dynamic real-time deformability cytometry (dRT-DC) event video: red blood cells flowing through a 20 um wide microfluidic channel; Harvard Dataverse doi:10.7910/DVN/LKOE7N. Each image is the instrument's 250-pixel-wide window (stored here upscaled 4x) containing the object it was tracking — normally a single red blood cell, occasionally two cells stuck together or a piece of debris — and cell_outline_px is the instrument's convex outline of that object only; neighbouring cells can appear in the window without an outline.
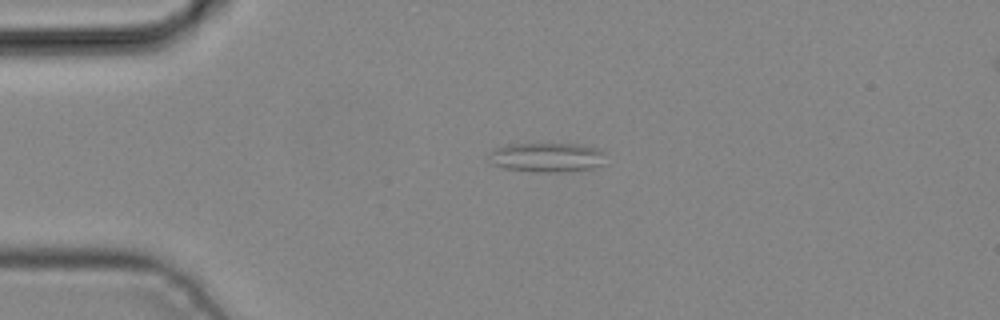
{"species": "common noctule bat (a hibernating species)", "species_latin": "Nyctalus noctula", "temperature_condition": "cold", "stored_images_in_passage": 5, "camera_frame_rate_fps": 3000, "um_per_image_px": 0.085, "animal": {"sex": "male", "body_mass_g": 19.2, "forearm_length_mm": 51.8}, "frame": {"image": 1, "passage_image": 3, "time_ms": 0.667, "image_size_px": [1000, 320], "cell_outline_px": [[608, 164], [592, 168], [556, 172], [536, 172], [504, 168], [492, 164], [488, 160], [488, 152], [492, 148], [504, 144], [580, 144], [600, 148], [608, 152]], "centroid_in_image_um": [46.55, 13.36], "position_along_channel_um": 38.5, "area_um2": 20.81}}